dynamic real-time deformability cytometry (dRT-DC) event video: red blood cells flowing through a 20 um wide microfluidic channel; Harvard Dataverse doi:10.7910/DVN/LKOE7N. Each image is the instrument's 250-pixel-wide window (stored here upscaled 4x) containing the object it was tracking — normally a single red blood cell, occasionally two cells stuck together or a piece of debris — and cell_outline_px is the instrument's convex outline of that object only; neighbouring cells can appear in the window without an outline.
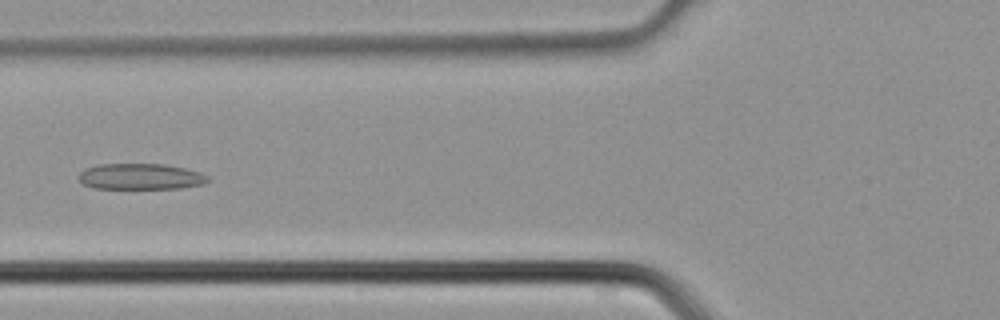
{"species": "common noctule bat (a hibernating species)", "species_latin": "Nyctalus noctula", "temperature_condition": "cold", "stored_images_in_passage": 3, "camera_frame_rate_fps": 3000, "um_per_image_px": 0.085, "animal": {"sex": "male", "body_mass_g": 21.5, "forearm_length_mm": 52.0}, "frame": {"image": 1, "passage_image": 3, "time_ms": 0.667, "image_size_px": [1000, 320], "cell_outline_px": [[212, 180], [204, 184], [180, 188], [96, 188], [84, 184], [80, 180], [80, 172], [84, 168], [96, 164], [164, 164], [184, 168], [200, 172], [208, 176]], "centroid_in_image_um": [11.98, 15.0], "position_along_channel_um": 113.8, "area_um2": 19.54}}